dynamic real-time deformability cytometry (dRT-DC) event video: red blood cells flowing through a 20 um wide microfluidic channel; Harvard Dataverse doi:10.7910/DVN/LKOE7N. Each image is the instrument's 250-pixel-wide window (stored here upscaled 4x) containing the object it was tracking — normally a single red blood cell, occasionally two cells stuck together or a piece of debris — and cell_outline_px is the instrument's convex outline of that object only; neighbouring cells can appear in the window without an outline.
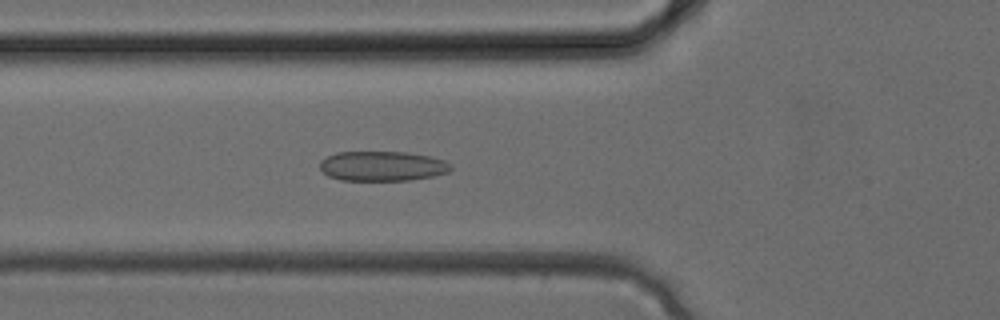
{"species": "common noctule bat (a hibernating species)", "species_latin": "Nyctalus noctula", "temperature_condition": "cold", "stored_images_in_passage": 34, "camera_frame_rate_fps": 3000, "um_per_image_px": 0.085, "animal": {"sex": "female", "body_mass_g": 24.6, "forearm_length_mm": 56.2}, "frame": {"image": 1, "passage_image": 12, "time_ms": 3.667, "image_size_px": [1000, 320], "cell_outline_px": [[452, 168], [448, 172], [432, 176], [408, 180], [340, 180], [328, 176], [320, 168], [320, 160], [336, 152], [404, 152], [428, 156], [444, 160], [452, 164]], "centroid_in_image_um": [32.49, 14.11], "position_along_channel_um": 93.3, "area_um2": 22.66}}
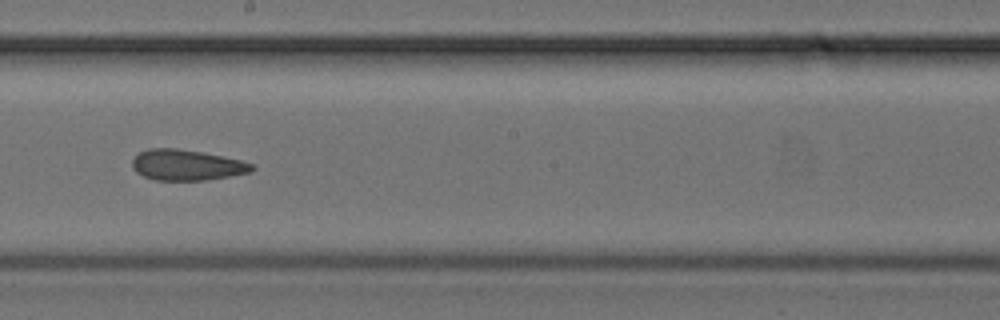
{"frame": {"image": 2, "passage_image": 19, "time_ms": 6.0, "image_size_px": [1000, 320], "cell_outline_px": [[256, 168], [252, 172], [204, 180], [152, 180], [136, 172], [132, 168], [132, 160], [140, 152], [148, 148], [176, 148], [204, 152], [240, 160], [252, 164]], "centroid_in_image_um": [15.85, 14.02], "position_along_channel_um": 232.3, "area_um2": 21.44}}
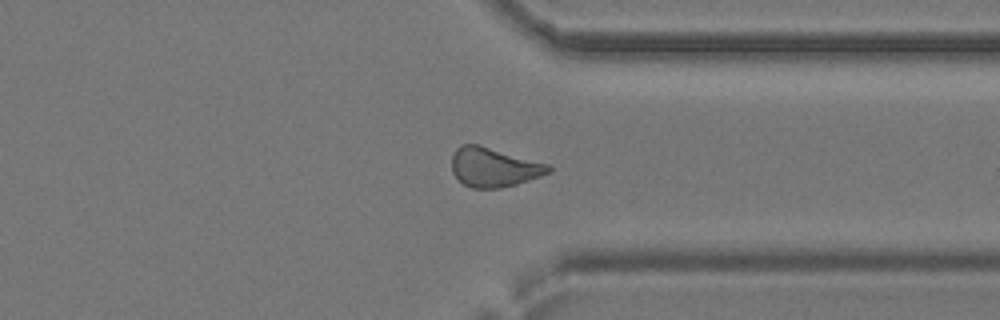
{"frame": {"image": 3, "passage_image": 26, "time_ms": 8.333, "image_size_px": [1000, 320], "cell_outline_px": [[552, 172], [516, 184], [500, 188], [472, 188], [464, 184], [452, 172], [452, 156], [456, 148], [460, 144], [480, 144], [548, 164], [552, 168]], "centroid_in_image_um": [41.97, 14.2], "position_along_channel_um": 369.4, "area_um2": 22.14}}